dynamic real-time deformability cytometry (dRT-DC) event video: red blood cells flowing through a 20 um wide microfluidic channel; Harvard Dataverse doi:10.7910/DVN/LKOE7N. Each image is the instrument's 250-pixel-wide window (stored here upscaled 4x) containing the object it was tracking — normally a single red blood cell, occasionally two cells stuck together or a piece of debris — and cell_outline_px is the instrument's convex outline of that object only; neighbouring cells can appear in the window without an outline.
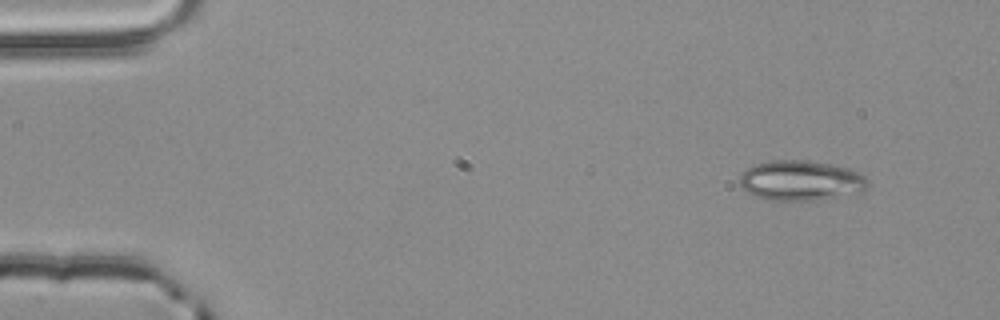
{"species": "common noctule bat (a hibernating species)", "species_latin": "Nyctalus noctula", "temperature_condition": "room temperature", "stored_images_in_passage": 3, "camera_frame_rate_fps": 3000, "um_per_image_px": 0.085, "animal": {"sex": "male", "body_mass_g": 20.4}, "frame": {"image": 1, "passage_image": 1, "time_ms": 0.0, "image_size_px": [1000, 320], "cell_outline_px": [[868, 184], [860, 192], [824, 200], [768, 200], [756, 196], [748, 192], [740, 184], [740, 176], [752, 164], [768, 160], [800, 160], [828, 164], [848, 168], [864, 172], [868, 180]], "centroid_in_image_um": [68.1, 15.34], "position_along_channel_um": 16.9, "area_um2": 30.06}}
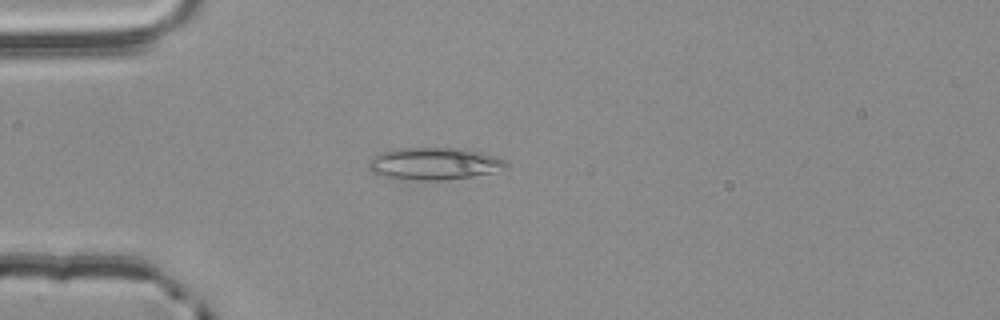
{"frame": {"image": 2, "passage_image": 3, "time_ms": 0.667, "image_size_px": [1000, 320], "cell_outline_px": [[508, 168], [492, 172], [472, 176], [440, 180], [416, 180], [380, 176], [372, 172], [368, 168], [368, 160], [372, 156], [380, 152], [404, 148], [464, 148], [484, 152], [500, 156], [508, 160]], "centroid_in_image_um": [36.95, 13.9], "position_along_channel_um": 48.0, "area_um2": 26.18}}